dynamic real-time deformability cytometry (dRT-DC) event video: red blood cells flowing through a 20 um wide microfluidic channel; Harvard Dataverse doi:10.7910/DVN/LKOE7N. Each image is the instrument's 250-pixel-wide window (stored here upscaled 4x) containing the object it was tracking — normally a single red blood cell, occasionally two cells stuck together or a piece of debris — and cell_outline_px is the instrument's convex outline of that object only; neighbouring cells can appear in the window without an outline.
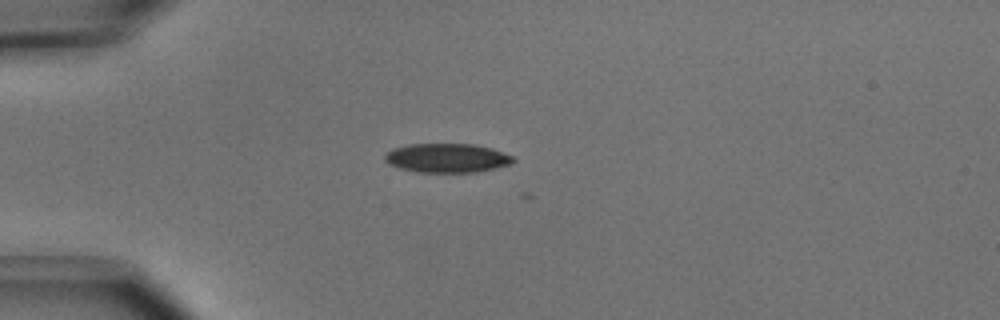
{"species": "common noctule bat (a hibernating species)", "species_latin": "Nyctalus noctula", "temperature_condition": "cold", "stored_images_in_passage": 3, "camera_frame_rate_fps": 3000, "um_per_image_px": 0.085, "animal": {"sex": "male", "body_mass_g": 15.6}, "frame": {"image": 1, "passage_image": 1, "time_ms": 0.0, "image_size_px": [1000, 320], "cell_outline_px": [[516, 160], [508, 164], [496, 168], [476, 172], [420, 172], [400, 168], [388, 164], [384, 160], [384, 156], [392, 148], [408, 144], [476, 144], [492, 148], [512, 156]], "centroid_in_image_um": [37.98, 13.42], "position_along_channel_um": 47.0, "area_um2": 21.73}}